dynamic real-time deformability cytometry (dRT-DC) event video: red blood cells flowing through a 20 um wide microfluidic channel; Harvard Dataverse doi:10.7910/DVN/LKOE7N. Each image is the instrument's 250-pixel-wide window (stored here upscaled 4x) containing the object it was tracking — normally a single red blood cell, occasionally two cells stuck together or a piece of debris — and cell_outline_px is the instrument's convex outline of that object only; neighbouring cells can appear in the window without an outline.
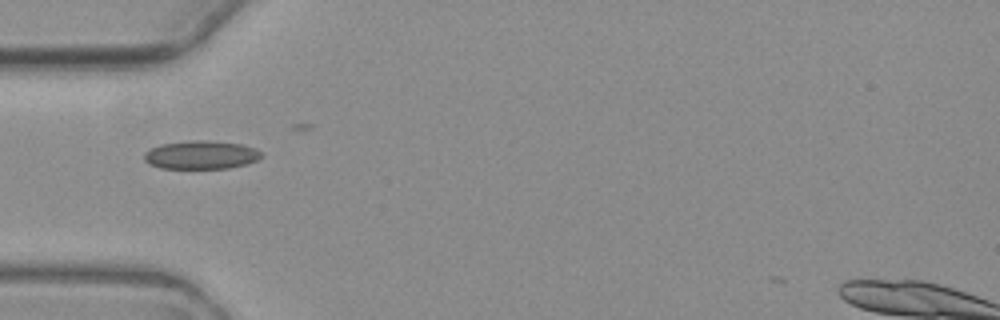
{"species": "common noctule bat (a hibernating species)", "species_latin": "Nyctalus noctula", "temperature_condition": "warm", "stored_images_in_passage": 7, "camera_frame_rate_fps": 3000, "um_per_image_px": 0.085, "animal": {"sex": "female", "body_mass_g": 19.3, "forearm_length_mm": 54.1}, "frame": {"image": 1, "passage_image": 4, "time_ms": 4.667, "image_size_px": [1000, 320], "cell_outline_px": [[264, 156], [256, 160], [244, 164], [228, 168], [160, 168], [148, 164], [144, 160], [144, 152], [148, 148], [160, 144], [188, 140], [208, 140], [240, 144], [256, 148]], "centroid_in_image_um": [17.03, 13.15], "position_along_channel_um": 68.0, "area_um2": 19.54}}
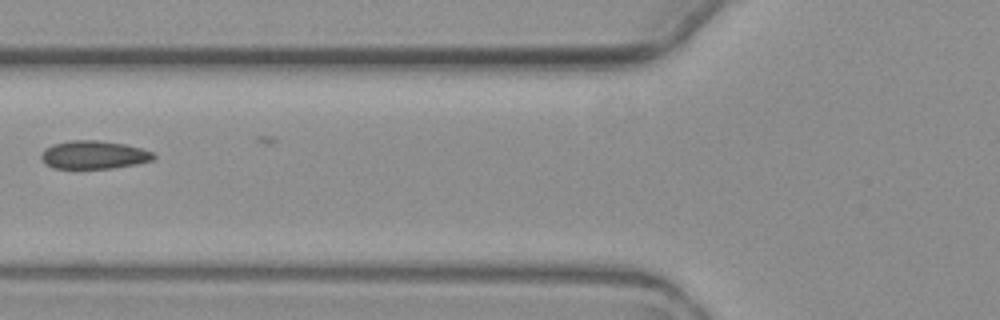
{"frame": {"image": 2, "passage_image": 5, "time_ms": 6.0, "image_size_px": [1000, 320], "cell_outline_px": [[156, 156], [152, 160], [136, 164], [112, 168], [52, 168], [44, 164], [40, 156], [44, 148], [52, 144], [68, 140], [96, 140], [124, 144], [140, 148], [152, 152]], "centroid_in_image_um": [7.92, 13.16], "position_along_channel_um": 117.9, "area_um2": 18.5}}
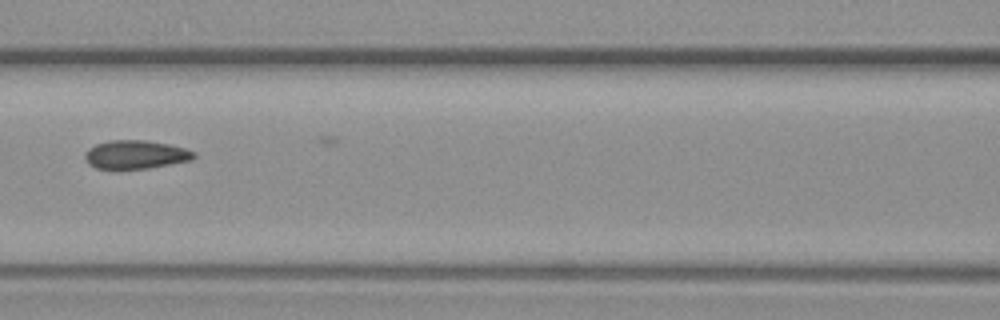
{"frame": {"image": 3, "passage_image": 6, "time_ms": 7.0, "image_size_px": [1000, 320], "cell_outline_px": [[196, 156], [192, 160], [148, 168], [96, 168], [88, 164], [84, 156], [88, 148], [96, 144], [112, 140], [144, 140], [168, 144], [184, 148], [196, 152]], "centroid_in_image_um": [11.54, 13.13], "position_along_channel_um": 155.1, "area_um2": 17.92}}